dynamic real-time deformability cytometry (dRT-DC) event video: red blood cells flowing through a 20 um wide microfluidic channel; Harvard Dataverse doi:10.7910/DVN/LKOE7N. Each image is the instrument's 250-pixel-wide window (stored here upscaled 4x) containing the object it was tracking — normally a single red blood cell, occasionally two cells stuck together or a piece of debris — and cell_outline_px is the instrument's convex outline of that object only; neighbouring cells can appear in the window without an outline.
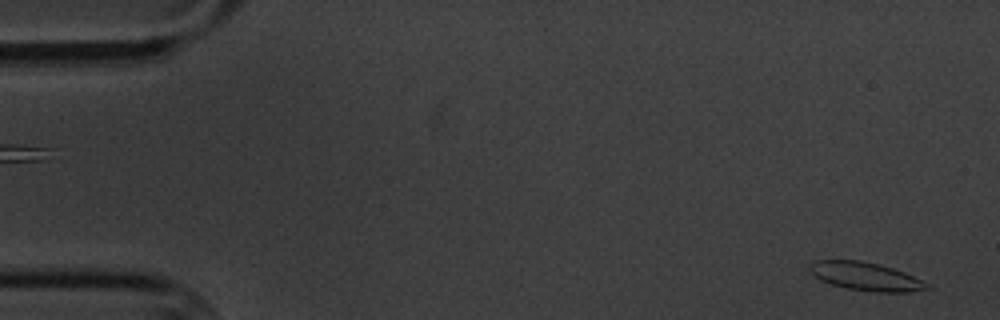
{"species": "common noctule bat (a hibernating species)", "species_latin": "Nyctalus noctula", "temperature_condition": "cold", "stored_images_in_passage": 6, "segment_of_instrument_passage": [2, 2], "camera_frame_rate_fps": 3000, "um_per_image_px": 0.085, "animal": {"sex": "male", "body_mass_g": 20.1, "forearm_length_mm": 53.5}, "frame": {"image": 1, "passage_image": 6, "time_ms": 5.667, "image_size_px": [1000, 320], "cell_outline_px": [[932, 288], [912, 292], [876, 292], [848, 288], [832, 284], [820, 280], [808, 268], [816, 260], [860, 260], [892, 268], [904, 272], [920, 280]], "centroid_in_image_um": [73.59, 23.5], "position_along_channel_um": 11.4, "area_um2": 18.9}}